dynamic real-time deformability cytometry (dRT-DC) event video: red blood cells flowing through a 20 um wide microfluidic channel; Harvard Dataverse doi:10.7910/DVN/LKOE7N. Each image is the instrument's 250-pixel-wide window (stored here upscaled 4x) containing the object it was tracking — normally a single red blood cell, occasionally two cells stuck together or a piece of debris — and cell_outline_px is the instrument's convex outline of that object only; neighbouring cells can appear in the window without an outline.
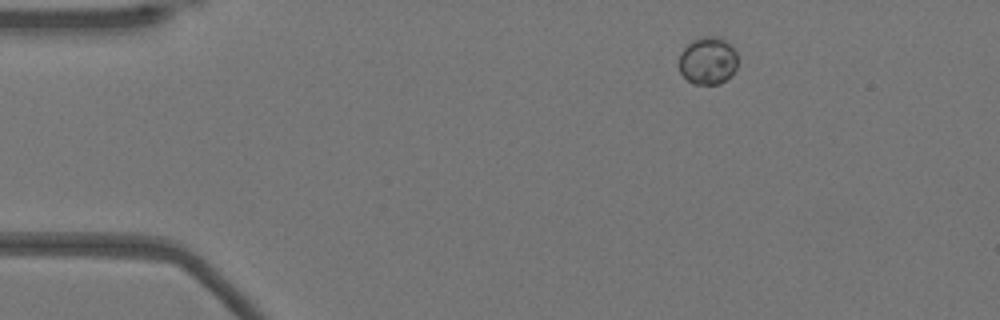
{"species": "Egyptian fruit bat (a non-hibernating species)", "species_latin": "Rousettus aegyptiacus", "temperature_condition": "warm", "stored_images_in_passage": 45, "camera_frame_rate_fps": 3000, "um_per_image_px": 0.085, "animal": {"sex": "female"}, "frame": {"image": 1, "passage_image": 1, "time_ms": 0.0, "image_size_px": [1000, 320], "cell_outline_px": [[736, 68], [720, 84], [692, 84], [680, 72], [680, 52], [692, 40], [704, 36], [720, 36], [732, 44], [736, 52]], "centroid_in_image_um": [60.17, 5.13], "position_along_channel_um": 24.8, "area_um2": 16.24}}
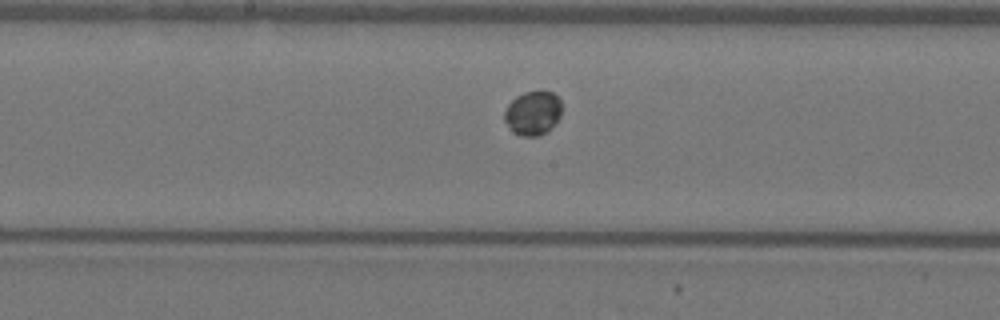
{"frame": {"image": 2, "passage_image": 20, "time_ms": 6.333, "image_size_px": [1000, 320], "cell_outline_px": [[560, 116], [540, 136], [520, 136], [512, 132], [504, 120], [504, 112], [508, 104], [516, 96], [524, 92], [552, 92], [560, 100]], "centroid_in_image_um": [45.24, 9.62], "position_along_channel_um": 203.0, "area_um2": 14.39}}
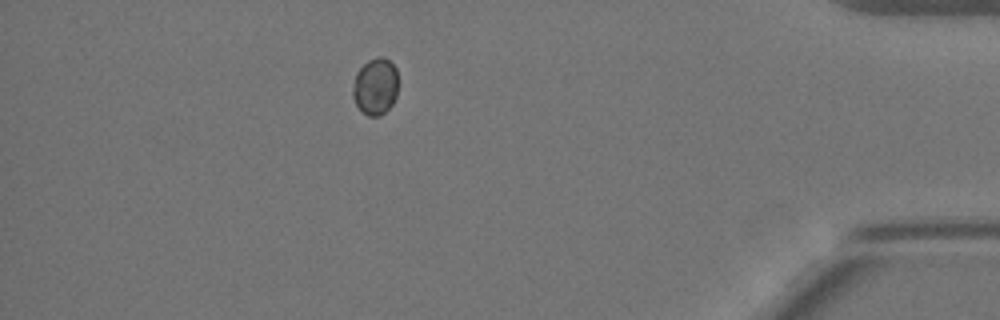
{"frame": {"image": 3, "passage_image": 39, "time_ms": 12.667, "image_size_px": [1000, 320], "cell_outline_px": [[396, 96], [392, 104], [380, 116], [368, 116], [356, 104], [352, 96], [352, 88], [356, 72], [368, 60], [376, 56], [380, 56], [388, 60], [396, 68]], "centroid_in_image_um": [31.88, 7.34], "position_along_channel_um": 403.3, "area_um2": 14.85}}